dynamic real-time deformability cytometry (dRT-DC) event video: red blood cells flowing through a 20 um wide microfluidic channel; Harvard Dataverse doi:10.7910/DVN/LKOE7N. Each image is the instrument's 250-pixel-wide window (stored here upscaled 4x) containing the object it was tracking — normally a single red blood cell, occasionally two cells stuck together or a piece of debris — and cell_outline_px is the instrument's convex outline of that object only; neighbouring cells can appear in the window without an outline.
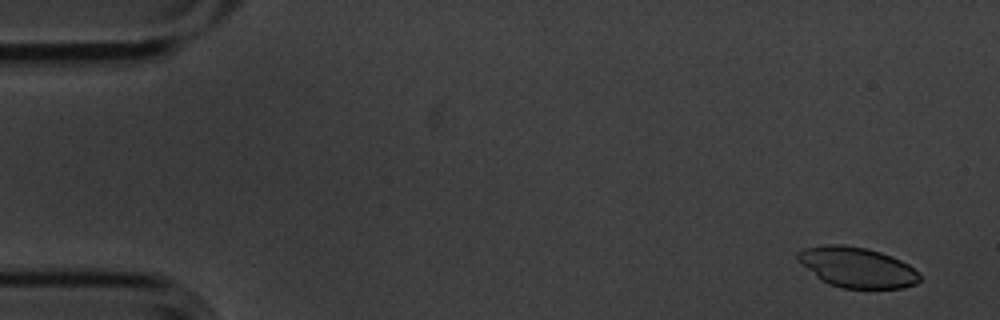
{"species": "common noctule bat (a hibernating species)", "species_latin": "Nyctalus noctula", "temperature_condition": "cold", "stored_images_in_passage": 4, "camera_frame_rate_fps": 3000, "um_per_image_px": 0.085, "animal": {"sex": "male", "body_mass_g": 20.1, "forearm_length_mm": 53.5}, "frame": {"image": 1, "passage_image": 1, "time_ms": 0.0, "image_size_px": [1000, 320], "cell_outline_px": [[920, 280], [916, 284], [900, 288], [840, 288], [828, 284], [820, 280], [796, 260], [796, 252], [804, 248], [824, 244], [844, 244], [868, 248], [892, 256], [908, 264], [920, 276]], "centroid_in_image_um": [72.78, 22.71], "position_along_channel_um": 12.2, "area_um2": 28.9}}